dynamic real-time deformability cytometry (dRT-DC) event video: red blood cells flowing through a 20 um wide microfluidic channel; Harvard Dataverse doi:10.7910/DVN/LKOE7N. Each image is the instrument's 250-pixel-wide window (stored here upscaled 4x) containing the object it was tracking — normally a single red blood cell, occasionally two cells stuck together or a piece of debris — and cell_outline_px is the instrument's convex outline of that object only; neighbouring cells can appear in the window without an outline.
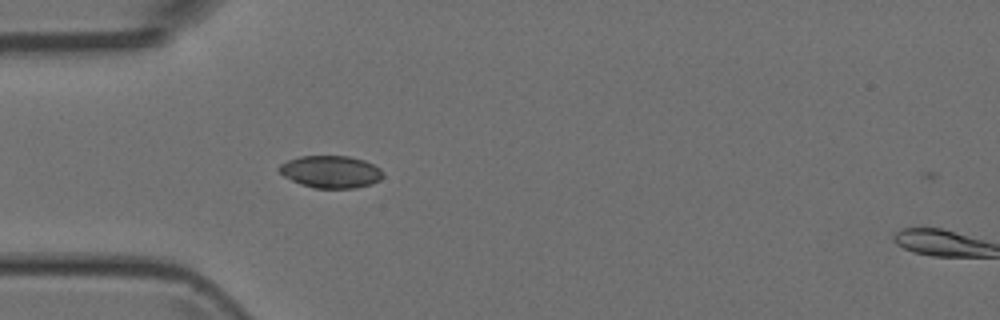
{"species": "Egyptian fruit bat (a non-hibernating species)", "species_latin": "Rousettus aegyptiacus", "temperature_condition": "room temperature", "stored_images_in_passage": 3, "camera_frame_rate_fps": 3000, "um_per_image_px": 0.085, "animal": {"sex": "female"}, "frame": {"image": 1, "passage_image": 2, "time_ms": 0.333, "image_size_px": [1000, 320], "cell_outline_px": [[384, 176], [380, 180], [372, 184], [356, 188], [316, 188], [300, 184], [284, 176], [276, 168], [280, 164], [288, 160], [300, 156], [348, 156], [364, 160], [380, 168], [384, 172]], "centroid_in_image_um": [28.13, 14.6], "position_along_channel_um": 56.9, "area_um2": 19.65}}